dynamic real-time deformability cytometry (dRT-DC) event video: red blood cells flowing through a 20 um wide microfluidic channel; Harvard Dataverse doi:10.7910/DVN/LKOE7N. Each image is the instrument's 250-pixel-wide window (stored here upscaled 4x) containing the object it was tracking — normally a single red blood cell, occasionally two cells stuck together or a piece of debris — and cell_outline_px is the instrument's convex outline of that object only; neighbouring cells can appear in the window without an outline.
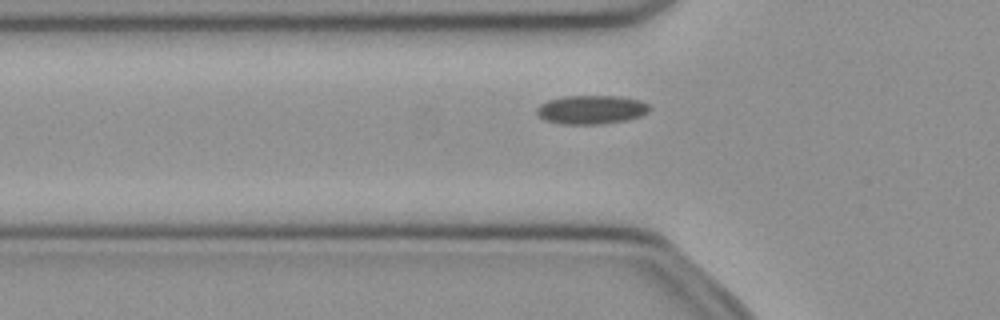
{"species": "common noctule bat (a hibernating species)", "species_latin": "Nyctalus noctula", "temperature_condition": "cold", "stored_images_in_passage": 46, "camera_frame_rate_fps": 3000, "um_per_image_px": 0.085, "animal": {"sex": "female", "body_mass_g": 21.9}, "frame": {"image": 1, "passage_image": 12, "time_ms": 3.667, "image_size_px": [1000, 320], "cell_outline_px": [[652, 108], [648, 112], [640, 116], [628, 120], [600, 124], [560, 124], [544, 120], [536, 112], [536, 108], [540, 104], [548, 100], [564, 96], [620, 96], [640, 100], [648, 104]], "centroid_in_image_um": [50.27, 9.32], "position_along_channel_um": 75.5, "area_um2": 19.07}}
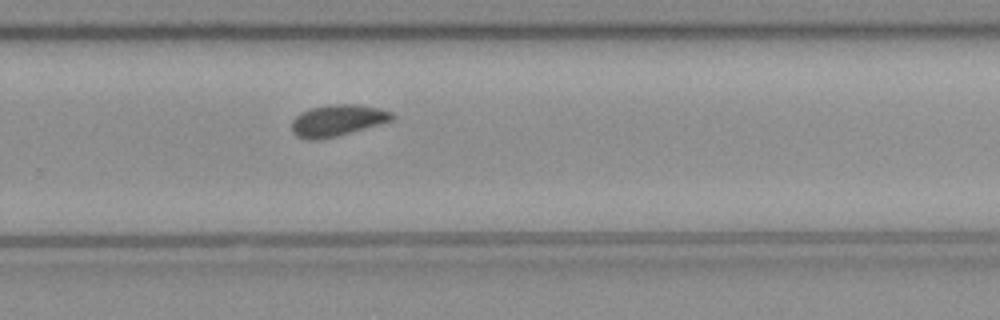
{"frame": {"image": 2, "passage_image": 29, "time_ms": 9.333, "image_size_px": [1000, 320], "cell_outline_px": [[396, 116], [392, 120], [380, 124], [336, 136], [320, 140], [308, 140], [296, 136], [292, 132], [292, 120], [300, 112], [312, 108], [328, 104], [356, 104], [376, 108], [392, 112]], "centroid_in_image_um": [28.65, 10.24], "position_along_channel_um": 301.1, "area_um2": 18.38}}
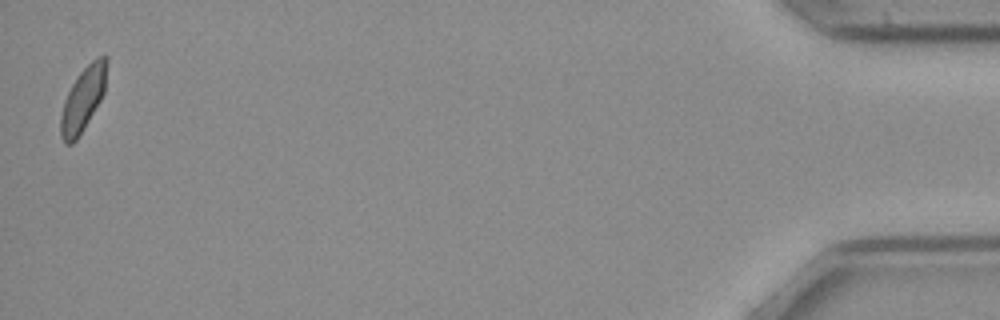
{"frame": {"image": 3, "passage_image": 46, "time_ms": 15.0, "image_size_px": [1000, 320], "cell_outline_px": [[108, 60], [104, 92], [100, 100], [84, 128], [76, 140], [72, 144], [64, 144], [60, 136], [60, 116], [64, 100], [72, 84], [80, 72], [96, 56], [104, 52], [108, 56]], "centroid_in_image_um": [7.06, 8.39], "position_along_channel_um": 428.1, "area_um2": 17.34}, "authors_computed_cell_mechanics": {"area_um2": 18.0625, "velocity_mm_per_s": 3.9694, "shape_relaxation_time_tau1_ms": 7.5327, "shape_relaxation_time_tau2_ms": 3.8726, "deformation_change_tau1": 0.0774, "deformation_change_tau2": 0.0764}}